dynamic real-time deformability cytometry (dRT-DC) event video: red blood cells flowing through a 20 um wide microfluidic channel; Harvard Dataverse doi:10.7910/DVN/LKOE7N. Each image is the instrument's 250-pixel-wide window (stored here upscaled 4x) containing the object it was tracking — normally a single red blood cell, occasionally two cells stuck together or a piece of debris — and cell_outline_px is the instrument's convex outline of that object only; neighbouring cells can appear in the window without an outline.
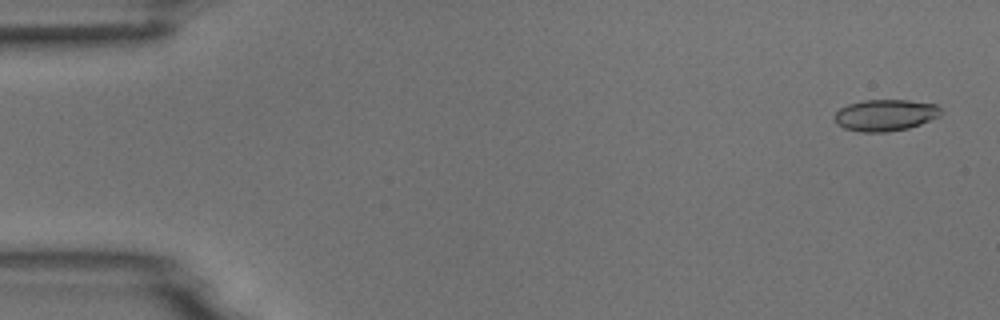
{"species": "common noctule bat (a hibernating species)", "species_latin": "Nyctalus noctula", "temperature_condition": "room temperature", "stored_images_in_passage": 4, "camera_frame_rate_fps": 3000, "um_per_image_px": 0.085, "animal": {"sex": "male", "body_mass_g": 18.8}, "frame": {"image": 1, "passage_image": 1, "time_ms": 0.0, "image_size_px": [1000, 320], "cell_outline_px": [[940, 116], [920, 124], [908, 128], [888, 132], [860, 132], [844, 128], [836, 124], [832, 116], [840, 108], [848, 104], [864, 100], [908, 100], [936, 104], [940, 108]], "centroid_in_image_um": [75.21, 9.79], "position_along_channel_um": 9.8, "area_um2": 19.65}}
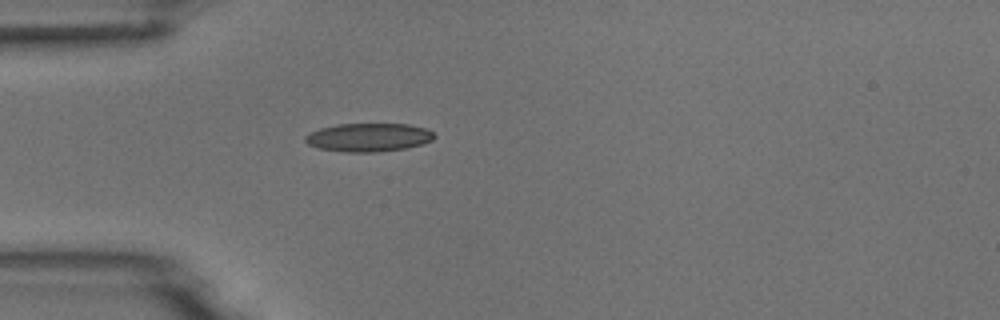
{"frame": {"image": 2, "passage_image": 4, "time_ms": 4.333, "image_size_px": [1000, 320], "cell_outline_px": [[436, 136], [432, 140], [408, 148], [376, 152], [344, 152], [320, 148], [308, 144], [304, 140], [304, 136], [320, 128], [336, 124], [408, 124], [424, 128], [432, 132]], "centroid_in_image_um": [31.32, 11.68], "position_along_channel_um": 53.7, "area_um2": 21.27}}